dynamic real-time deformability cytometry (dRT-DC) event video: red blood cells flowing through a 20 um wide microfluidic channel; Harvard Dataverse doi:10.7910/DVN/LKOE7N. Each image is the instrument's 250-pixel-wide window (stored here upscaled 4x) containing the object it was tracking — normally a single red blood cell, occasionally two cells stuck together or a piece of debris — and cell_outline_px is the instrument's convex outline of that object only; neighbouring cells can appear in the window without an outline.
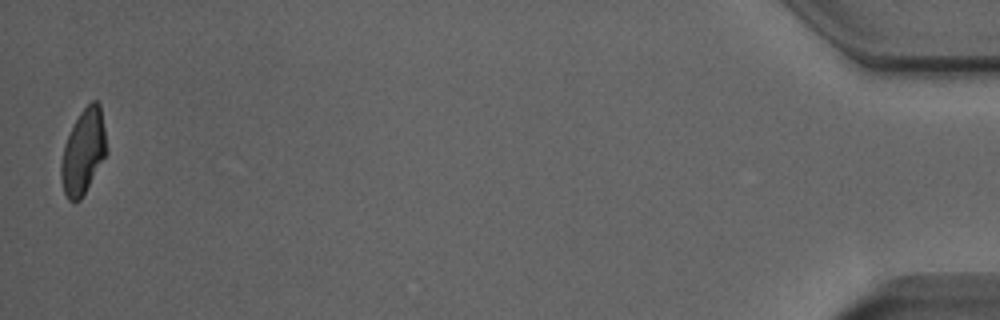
{"species": "Egyptian fruit bat (a non-hibernating species)", "species_latin": "Rousettus aegyptiacus", "temperature_condition": "room temperature", "stored_images_in_passage": 38, "camera_frame_rate_fps": 3000, "um_per_image_px": 0.085, "animal": {"sex": "male"}, "frame": {"image": 1, "passage_image": 38, "time_ms": 12.333, "image_size_px": [1000, 320], "cell_outline_px": [[108, 152], [80, 200], [68, 200], [64, 192], [60, 176], [60, 164], [64, 144], [80, 112], [92, 100], [96, 100], [100, 104], [108, 148]], "centroid_in_image_um": [7.09, 12.88], "position_along_channel_um": 428.1, "area_um2": 22.37}}